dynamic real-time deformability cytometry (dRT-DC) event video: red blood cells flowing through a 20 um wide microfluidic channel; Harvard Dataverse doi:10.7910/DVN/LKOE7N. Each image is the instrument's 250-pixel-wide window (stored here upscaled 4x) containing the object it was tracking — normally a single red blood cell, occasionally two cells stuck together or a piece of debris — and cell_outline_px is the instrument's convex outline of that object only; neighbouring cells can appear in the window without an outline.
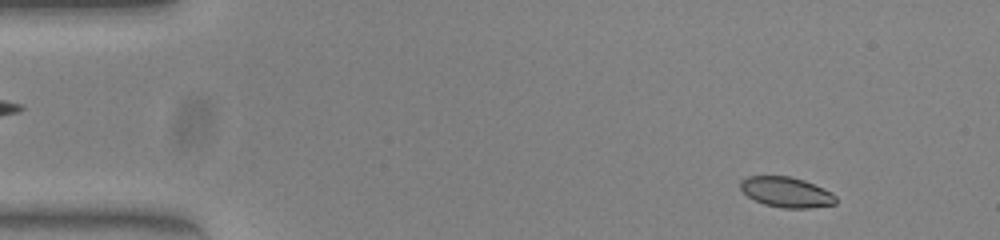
{"species": "common noctule bat (a hibernating species)", "species_latin": "Nyctalus noctula", "temperature_condition": "warm", "stored_images_in_passage": 51, "camera_frame_rate_fps": 3000, "um_per_image_px": 0.085, "animal": {"sex": "female", "body_mass_g": 23.0, "forearm_length_mm": 53.4}, "frame": {"image": 1, "passage_image": 5, "time_ms": 1.333, "image_size_px": [1000, 240], "cell_outline_px": [[836, 204], [808, 208], [784, 208], [764, 204], [748, 196], [740, 188], [740, 180], [748, 176], [788, 176], [804, 180], [824, 188], [832, 192], [836, 196]], "centroid_in_image_um": [66.86, 16.33], "position_along_channel_um": 18.1, "area_um2": 16.82}}
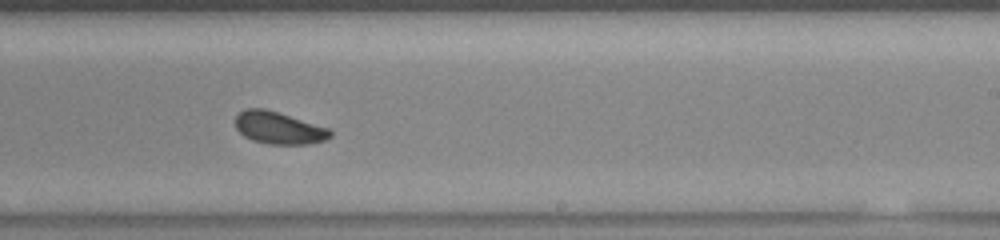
{"frame": {"image": 2, "passage_image": 31, "time_ms": 10.0, "image_size_px": [1000, 240], "cell_outline_px": [[332, 136], [324, 140], [308, 144], [268, 144], [252, 140], [244, 136], [236, 128], [236, 116], [244, 108], [264, 108], [328, 128], [332, 132]], "centroid_in_image_um": [23.67, 10.87], "position_along_channel_um": 265.3, "area_um2": 17.63}}
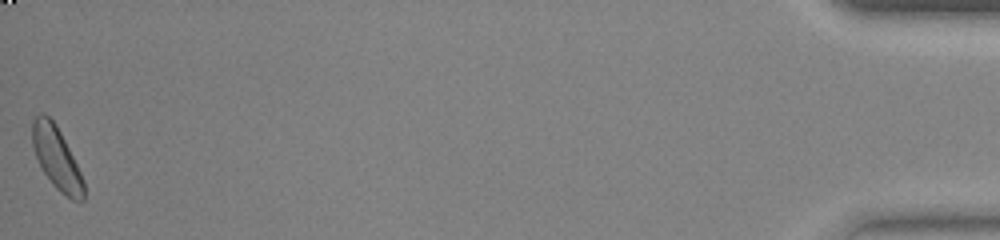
{"frame": {"image": 3, "passage_image": 51, "time_ms": 16.667, "image_size_px": [1000, 240], "cell_outline_px": [[84, 200], [72, 200], [60, 192], [52, 184], [44, 172], [32, 148], [32, 120], [40, 112], [44, 112], [56, 124], [84, 180]], "centroid_in_image_um": [4.79, 13.42], "position_along_channel_um": 430.4, "area_um2": 18.44}}